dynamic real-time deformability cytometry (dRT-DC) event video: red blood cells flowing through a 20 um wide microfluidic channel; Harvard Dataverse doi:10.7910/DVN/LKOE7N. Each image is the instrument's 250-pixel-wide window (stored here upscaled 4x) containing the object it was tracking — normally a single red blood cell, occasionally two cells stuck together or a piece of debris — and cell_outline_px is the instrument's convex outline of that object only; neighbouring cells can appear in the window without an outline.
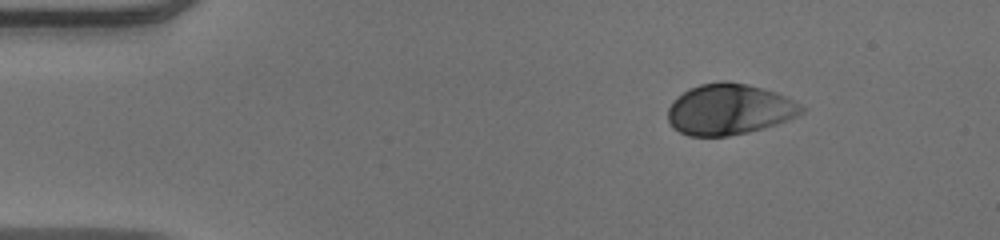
{"species": "human", "species_latin": "Homo sapiens", "temperature_condition": "warm", "stored_images_in_passage": 46, "camera_frame_rate_fps": 3000, "um_per_image_px": 0.085, "donor": {"sex": "male"}, "frame": {"image": 1, "passage_image": 1, "time_ms": 0.0, "image_size_px": [1000, 240], "cell_outline_px": [[808, 108], [804, 112], [788, 120], [764, 128], [748, 132], [728, 136], [688, 136], [672, 128], [668, 120], [668, 108], [672, 100], [688, 88], [700, 84], [724, 80], [748, 84], [776, 92]], "centroid_in_image_um": [61.97, 9.29], "position_along_channel_um": 23.0, "area_um2": 39.94}}
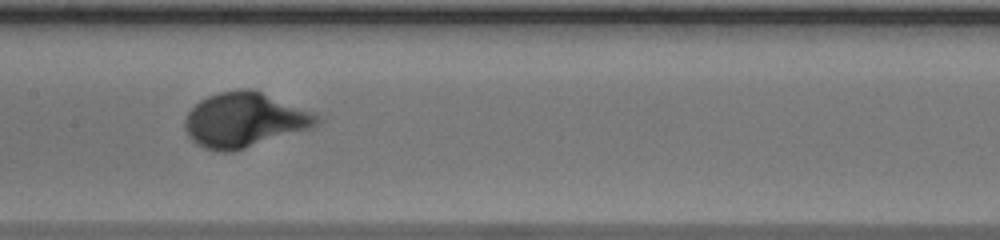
{"frame": {"image": 2, "passage_image": 20, "time_ms": 6.333, "image_size_px": [1000, 240], "cell_outline_px": [[320, 124], [312, 128], [232, 152], [220, 152], [204, 148], [196, 144], [188, 136], [184, 128], [184, 120], [188, 112], [200, 100], [208, 96], [220, 92], [240, 88], [248, 88], [260, 92], [312, 112], [320, 116]], "centroid_in_image_um": [20.76, 10.21], "position_along_channel_um": 186.6, "area_um2": 41.91}}
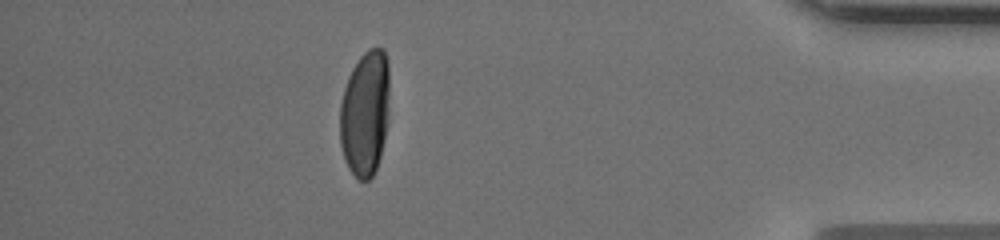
{"frame": {"image": 3, "passage_image": 40, "time_ms": 13.0, "image_size_px": [1000, 240], "cell_outline_px": [[388, 120], [380, 156], [376, 168], [372, 176], [368, 180], [360, 180], [348, 168], [340, 144], [340, 104], [344, 88], [348, 76], [352, 68], [360, 56], [368, 48], [384, 48], [388, 64]], "centroid_in_image_um": [31.02, 9.6], "position_along_channel_um": 404.2, "area_um2": 36.3}, "authors_computed_cell_mechanics": {"area_um2": 38.7838, "velocity_mm_per_s": 3.9161, "shape_relaxation_time_tau1_ms": 2.4889, "shape_relaxation_time_tau2_ms": null, "deformation_change_tau1": 0.1876, "deformation_change_tau2": null}}